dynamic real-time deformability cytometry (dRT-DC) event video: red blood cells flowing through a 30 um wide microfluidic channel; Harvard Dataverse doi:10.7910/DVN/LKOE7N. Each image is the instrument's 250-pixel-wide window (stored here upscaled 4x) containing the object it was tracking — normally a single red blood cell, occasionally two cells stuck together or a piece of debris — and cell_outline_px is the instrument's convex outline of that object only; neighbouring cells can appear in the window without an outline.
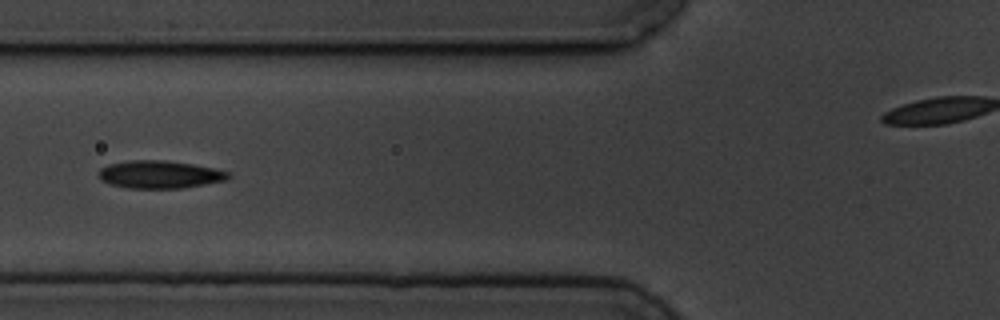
{"species": "common noctule bat (a hibernating species)", "species_latin": "Nyctalus noctula", "temperature_condition": "cold", "stored_images_in_passage": 9, "camera_frame_rate_fps": 3000, "um_per_image_px": 0.085, "animal": {"sex": "male", "body_mass_g": 19.5, "forearm_length_mm": 54.6}, "frame": {"image": 1, "passage_image": 6, "time_ms": 5.667, "image_size_px": [1000, 320], "cell_outline_px": [[232, 176], [228, 180], [184, 188], [128, 188], [112, 184], [100, 180], [100, 168], [108, 164], [128, 160], [164, 160], [192, 164], [212, 168], [228, 172]], "centroid_in_image_um": [13.59, 14.83], "position_along_channel_um": 112.2, "area_um2": 20.92}}
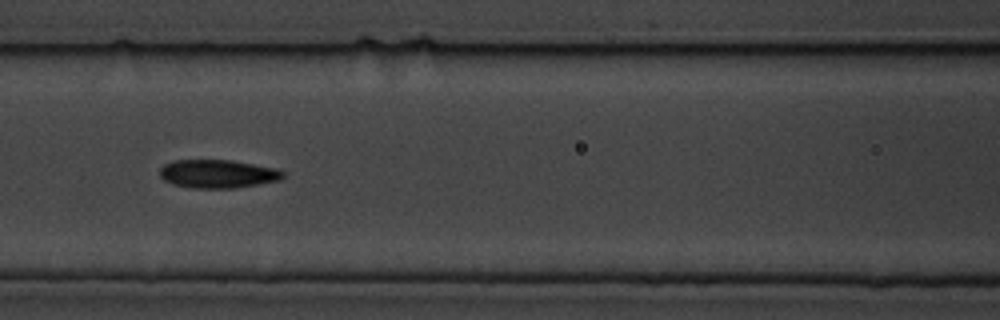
{"frame": {"image": 2, "passage_image": 7, "time_ms": 6.667, "image_size_px": [1000, 320], "cell_outline_px": [[284, 176], [280, 180], [236, 188], [192, 188], [172, 184], [164, 180], [160, 176], [160, 168], [164, 164], [176, 160], [232, 160], [280, 168], [284, 172]], "centroid_in_image_um": [18.54, 14.77], "position_along_channel_um": 148.1, "area_um2": 20.58}}
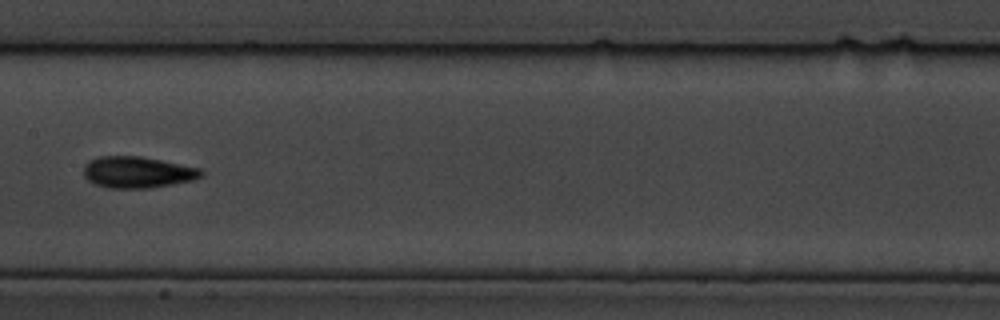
{"frame": {"image": 3, "passage_image": 8, "time_ms": 8.0, "image_size_px": [1000, 320], "cell_outline_px": [[204, 176], [192, 180], [172, 184], [148, 188], [108, 188], [92, 184], [84, 176], [84, 164], [88, 160], [100, 156], [140, 156], [200, 168], [204, 172]], "centroid_in_image_um": [11.65, 14.64], "position_along_channel_um": 195.7, "area_um2": 21.62}}